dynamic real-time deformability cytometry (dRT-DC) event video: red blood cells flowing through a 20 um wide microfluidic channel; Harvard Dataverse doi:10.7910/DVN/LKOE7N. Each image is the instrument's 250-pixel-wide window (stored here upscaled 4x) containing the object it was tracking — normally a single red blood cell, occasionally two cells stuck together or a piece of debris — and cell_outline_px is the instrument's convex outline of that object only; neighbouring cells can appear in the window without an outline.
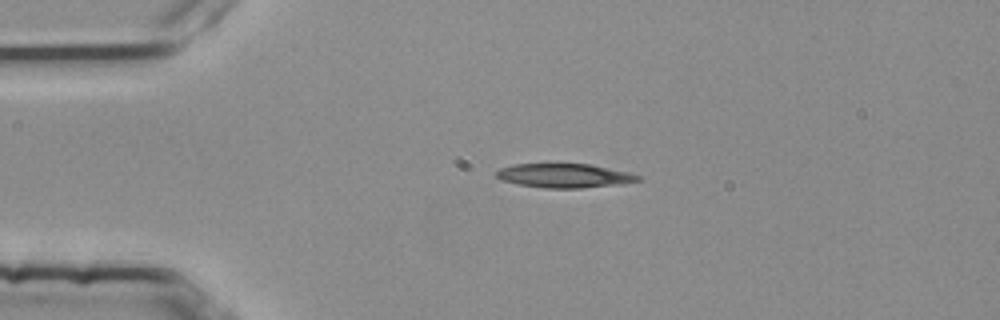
{"species": "common noctule bat (a hibernating species)", "species_latin": "Nyctalus noctula", "temperature_condition": "room temperature", "stored_images_in_passage": 1, "camera_frame_rate_fps": 3000, "um_per_image_px": 0.085, "animal": {"sex": "female", "body_mass_g": 25.1}, "frame": {"image": 1, "passage_image": 1, "time_ms": 0.0, "image_size_px": [1000, 320], "cell_outline_px": [[644, 176], [640, 180], [620, 184], [580, 188], [548, 188], [520, 184], [500, 180], [496, 176], [496, 172], [500, 168], [512, 164], [588, 164], [628, 172]], "centroid_in_image_um": [47.98, 14.93], "position_along_channel_um": 37.0, "area_um2": 19.71}}